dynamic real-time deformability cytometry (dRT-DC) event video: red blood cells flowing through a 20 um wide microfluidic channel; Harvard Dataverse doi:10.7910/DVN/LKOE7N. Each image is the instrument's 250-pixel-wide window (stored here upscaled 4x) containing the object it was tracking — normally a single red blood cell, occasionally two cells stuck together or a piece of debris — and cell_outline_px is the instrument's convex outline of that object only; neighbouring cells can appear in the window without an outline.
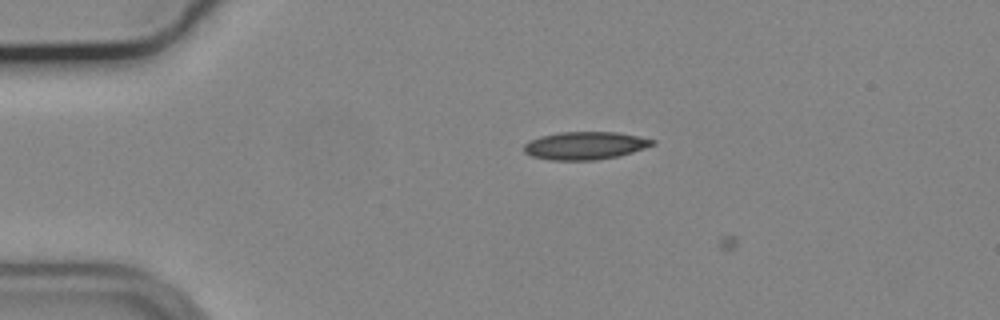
{"species": "common noctule bat (a hibernating species)", "species_latin": "Nyctalus noctula", "temperature_condition": "cold", "stored_images_in_passage": 11, "camera_frame_rate_fps": 3000, "um_per_image_px": 0.085, "animal": {"sex": "male", "body_mass_g": 19.2, "forearm_length_mm": 51.8}, "frame": {"image": 1, "passage_image": 10, "time_ms": 3.0, "image_size_px": [1000, 320], "cell_outline_px": [[656, 144], [620, 156], [596, 160], [548, 160], [532, 156], [524, 152], [524, 144], [528, 140], [540, 136], [560, 132], [616, 132], [656, 140]], "centroid_in_image_um": [49.71, 12.38], "position_along_channel_um": 35.3, "area_um2": 20.92}}